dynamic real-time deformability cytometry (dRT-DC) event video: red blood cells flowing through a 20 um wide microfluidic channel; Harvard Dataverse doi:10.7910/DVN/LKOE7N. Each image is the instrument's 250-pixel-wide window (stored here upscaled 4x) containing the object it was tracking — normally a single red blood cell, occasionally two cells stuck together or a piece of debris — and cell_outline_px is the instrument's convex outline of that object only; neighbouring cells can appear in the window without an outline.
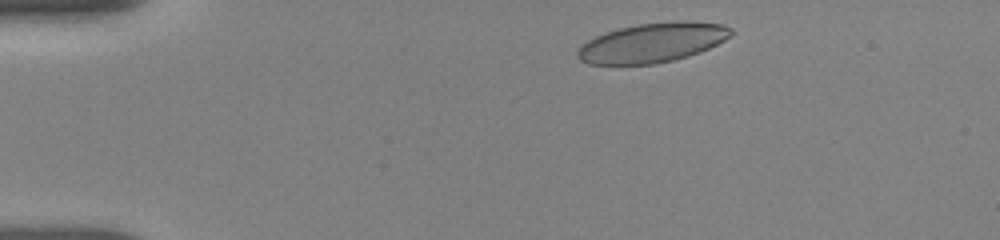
{"species": "human", "species_latin": "Homo sapiens", "temperature_condition": "room temperature", "stored_images_in_passage": 18, "camera_frame_rate_fps": 3000, "um_per_image_px": 0.085, "donor": {"sex": "female"}, "frame": {"image": 1, "passage_image": 2, "time_ms": 0.667, "image_size_px": [1000, 240], "cell_outline_px": [[732, 36], [700, 52], [688, 56], [672, 60], [652, 64], [588, 64], [580, 60], [576, 56], [576, 52], [580, 44], [596, 36], [620, 28], [636, 24], [676, 20], [688, 20], [720, 24], [732, 28]], "centroid_in_image_um": [55.45, 3.61], "position_along_channel_um": 29.6, "area_um2": 35.37}}
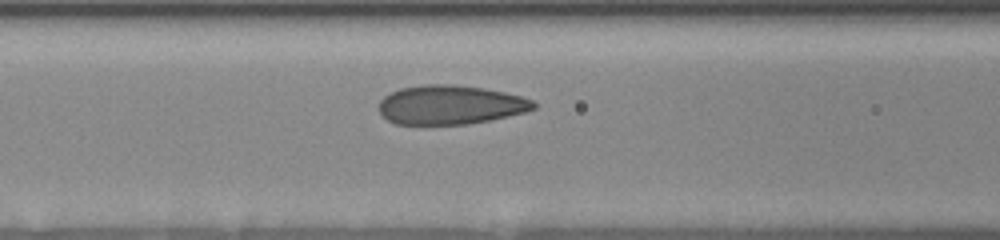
{"frame": {"image": 2, "passage_image": 11, "time_ms": 5.0, "image_size_px": [1000, 240], "cell_outline_px": [[536, 108], [524, 112], [508, 116], [468, 124], [396, 124], [388, 120], [380, 112], [380, 100], [384, 96], [400, 88], [424, 84], [452, 84], [484, 88], [504, 92], [520, 96], [532, 100], [536, 104]], "centroid_in_image_um": [38.28, 8.9], "position_along_channel_um": 128.3, "area_um2": 35.08}}
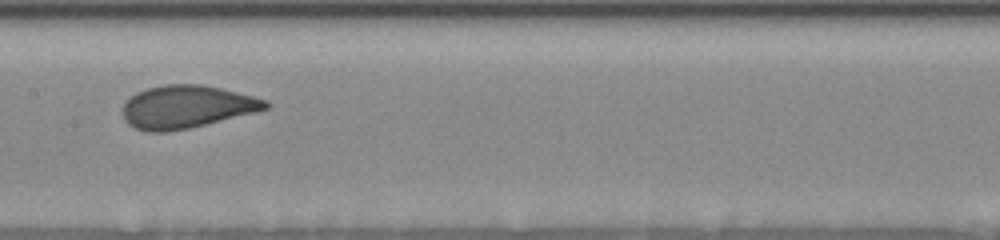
{"frame": {"image": 3, "passage_image": 16, "time_ms": 6.667, "image_size_px": [1000, 240], "cell_outline_px": [[272, 104], [268, 108], [256, 112], [188, 128], [168, 132], [148, 132], [136, 128], [128, 124], [124, 120], [124, 104], [136, 92], [148, 88], [164, 84], [200, 84], [220, 88], [268, 100]], "centroid_in_image_um": [15.87, 9.08], "position_along_channel_um": 191.5, "area_um2": 35.43}}